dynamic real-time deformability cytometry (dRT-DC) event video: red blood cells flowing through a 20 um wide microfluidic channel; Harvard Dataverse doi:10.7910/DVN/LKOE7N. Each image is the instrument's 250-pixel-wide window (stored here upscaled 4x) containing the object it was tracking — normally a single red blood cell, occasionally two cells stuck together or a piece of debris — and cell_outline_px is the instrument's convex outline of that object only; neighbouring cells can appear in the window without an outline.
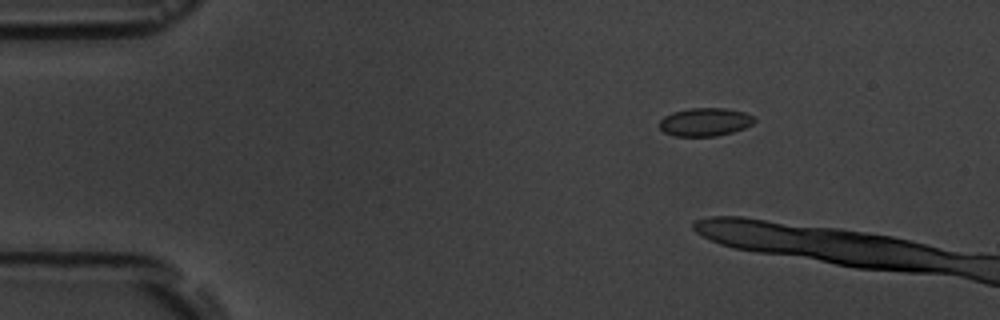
{"species": "common noctule bat (a hibernating species)", "species_latin": "Nyctalus noctula", "temperature_condition": "room temperature", "stored_images_in_passage": 3, "camera_frame_rate_fps": 3000, "um_per_image_px": 0.085, "animal": {"sex": "male", "body_mass_g": 19.5, "forearm_length_mm": 54.6}, "frame": {"image": 1, "passage_image": 1, "time_ms": 0.0, "image_size_px": [1000, 320], "cell_outline_px": [[756, 120], [752, 124], [744, 128], [732, 132], [716, 136], [676, 136], [664, 132], [660, 128], [660, 120], [664, 116], [672, 112], [688, 108], [724, 108], [744, 112], [752, 116]], "centroid_in_image_um": [59.91, 10.36], "position_along_channel_um": 25.1, "area_um2": 15.55}}